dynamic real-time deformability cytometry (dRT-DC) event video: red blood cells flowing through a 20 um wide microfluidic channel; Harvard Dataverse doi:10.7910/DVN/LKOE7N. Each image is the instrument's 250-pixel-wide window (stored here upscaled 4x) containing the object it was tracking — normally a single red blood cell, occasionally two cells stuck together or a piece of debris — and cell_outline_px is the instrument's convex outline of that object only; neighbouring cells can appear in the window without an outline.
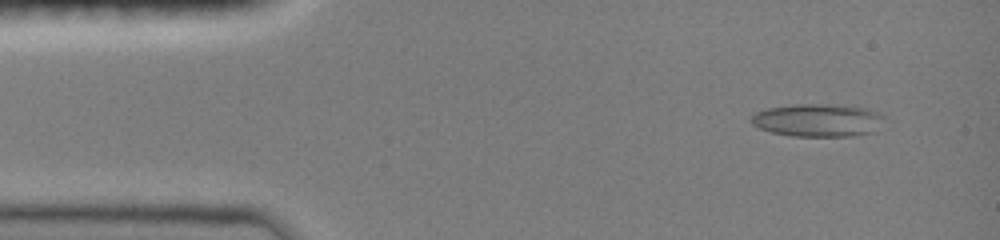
{"species": "common noctule bat (a hibernating species)", "species_latin": "Nyctalus noctula", "temperature_condition": "room temperature", "stored_images_in_passage": 41, "camera_frame_rate_fps": 3000, "um_per_image_px": 0.085, "animal": {"sex": "female", "body_mass_g": 19.0, "forearm_length_mm": 51.5}, "frame": {"image": 1, "passage_image": 3, "time_ms": 1.0, "image_size_px": [1000, 240], "cell_outline_px": [[884, 116], [876, 132], [852, 136], [792, 136], [772, 132], [760, 128], [752, 124], [748, 120], [748, 116], [756, 112], [768, 108], [796, 104], [828, 104], [868, 108], [880, 112]], "centroid_in_image_um": [69.51, 10.22], "position_along_channel_um": 15.5, "area_um2": 25.72}}
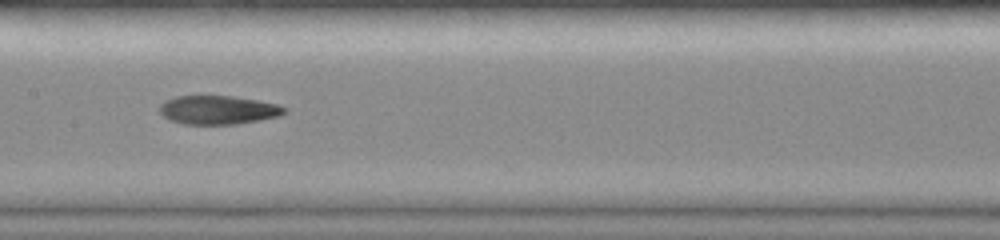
{"frame": {"image": 2, "passage_image": 17, "time_ms": 7.333, "image_size_px": [1000, 240], "cell_outline_px": [[288, 112], [280, 116], [260, 120], [236, 124], [184, 124], [168, 120], [160, 112], [160, 104], [164, 100], [176, 96], [232, 96], [256, 100], [276, 104], [288, 108]], "centroid_in_image_um": [18.55, 9.35], "position_along_channel_um": 188.9, "area_um2": 20.98}}
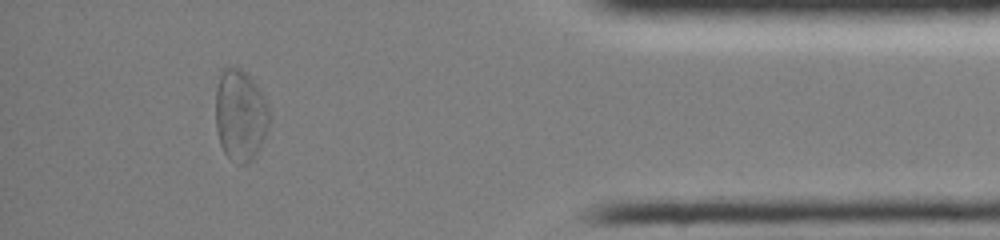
{"frame": {"image": 3, "passage_image": 32, "time_ms": 13.667, "image_size_px": [1000, 240], "cell_outline_px": [[268, 128], [260, 148], [252, 160], [244, 164], [240, 164], [228, 156], [224, 152], [220, 144], [216, 128], [216, 88], [220, 76], [224, 68], [240, 68], [256, 84], [264, 96], [268, 108]], "centroid_in_image_um": [20.42, 9.81], "position_along_channel_um": 414.8, "area_um2": 28.26}, "authors_computed_cell_mechanics": {"area_um2": 23.12, "velocity_mm_per_s": 4.0556, "shape_relaxation_time_tau1_ms": null, "shape_relaxation_time_tau2_ms": 3.5376, "deformation_change_tau1": null, "deformation_change_tau2": 0.1016}}